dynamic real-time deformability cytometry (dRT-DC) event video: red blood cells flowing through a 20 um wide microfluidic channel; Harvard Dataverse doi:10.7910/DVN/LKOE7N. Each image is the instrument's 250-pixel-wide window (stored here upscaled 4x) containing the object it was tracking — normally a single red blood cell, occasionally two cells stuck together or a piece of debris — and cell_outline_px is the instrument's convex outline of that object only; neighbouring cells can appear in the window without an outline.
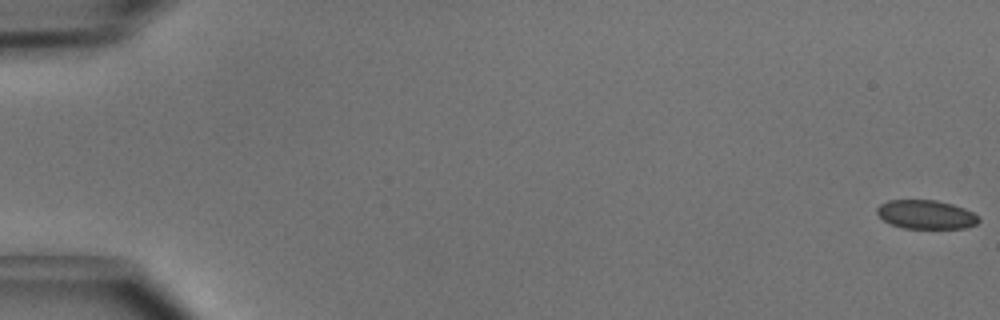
{"species": "common noctule bat (a hibernating species)", "species_latin": "Nyctalus noctula", "temperature_condition": "cold", "stored_images_in_passage": 6, "camera_frame_rate_fps": 3000, "um_per_image_px": 0.085, "animal": {"sex": "male", "body_mass_g": 15.6}, "frame": {"image": 1, "passage_image": 1, "time_ms": 0.0, "image_size_px": [1000, 320], "cell_outline_px": [[980, 220], [976, 224], [964, 228], [904, 228], [892, 224], [884, 220], [876, 212], [876, 208], [880, 204], [888, 200], [936, 200], [952, 204], [964, 208], [980, 216]], "centroid_in_image_um": [78.72, 18.23], "position_along_channel_um": 6.3, "area_um2": 17.05}}